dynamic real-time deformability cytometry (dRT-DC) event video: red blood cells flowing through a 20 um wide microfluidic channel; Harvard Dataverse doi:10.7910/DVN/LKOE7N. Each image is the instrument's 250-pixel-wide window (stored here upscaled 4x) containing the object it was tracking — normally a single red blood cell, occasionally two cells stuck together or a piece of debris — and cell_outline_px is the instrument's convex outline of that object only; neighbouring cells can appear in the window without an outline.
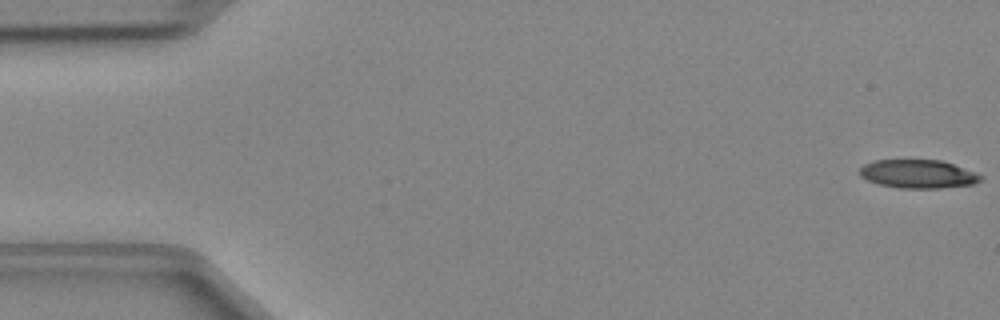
{"species": "Egyptian fruit bat (a non-hibernating species)", "species_latin": "Rousettus aegyptiacus", "temperature_condition": "cold", "stored_images_in_passage": 47, "camera_frame_rate_fps": 3000, "um_per_image_px": 0.085, "animal": {"sex": "female"}, "frame": {"image": 1, "passage_image": 1, "time_ms": 0.0, "image_size_px": [1000, 320], "cell_outline_px": [[984, 176], [980, 180], [972, 184], [940, 188], [900, 188], [880, 184], [868, 180], [860, 176], [860, 168], [864, 164], [876, 160], [940, 160], [952, 164]], "centroid_in_image_um": [78.01, 14.79], "position_along_channel_um": 7.0, "area_um2": 19.77}}
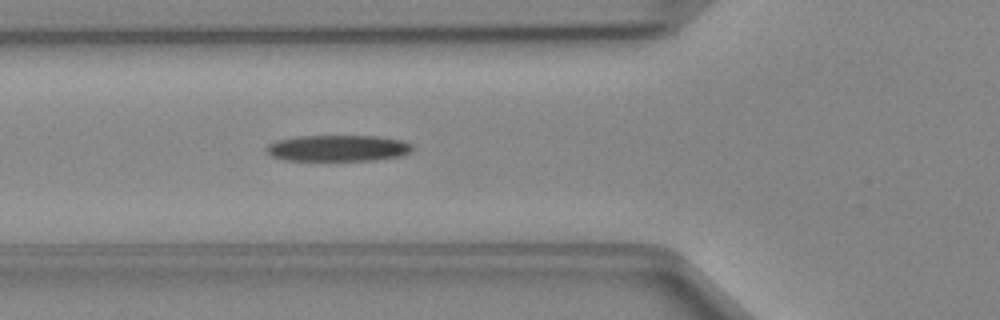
{"frame": {"image": 2, "passage_image": 17, "time_ms": 5.333, "image_size_px": [1000, 320], "cell_outline_px": [[412, 148], [408, 152], [400, 156], [376, 160], [284, 160], [272, 156], [264, 148], [268, 144], [276, 140], [296, 136], [376, 136], [400, 140], [412, 144]], "centroid_in_image_um": [28.68, 12.59], "position_along_channel_um": 97.1, "area_um2": 22.25}}
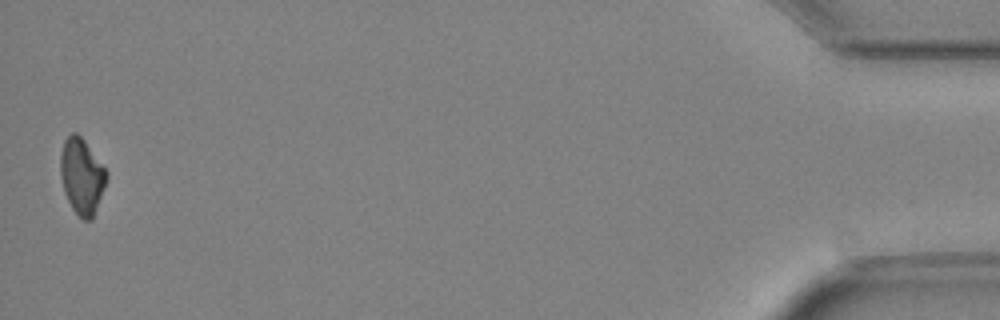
{"frame": {"image": 3, "passage_image": 47, "time_ms": 15.333, "image_size_px": [1000, 320], "cell_outline_px": [[108, 180], [92, 220], [84, 220], [72, 208], [64, 192], [60, 176], [60, 156], [64, 140], [72, 132], [76, 132], [84, 140], [108, 172]], "centroid_in_image_um": [6.96, 14.98], "position_along_channel_um": 428.2, "area_um2": 20.4}}